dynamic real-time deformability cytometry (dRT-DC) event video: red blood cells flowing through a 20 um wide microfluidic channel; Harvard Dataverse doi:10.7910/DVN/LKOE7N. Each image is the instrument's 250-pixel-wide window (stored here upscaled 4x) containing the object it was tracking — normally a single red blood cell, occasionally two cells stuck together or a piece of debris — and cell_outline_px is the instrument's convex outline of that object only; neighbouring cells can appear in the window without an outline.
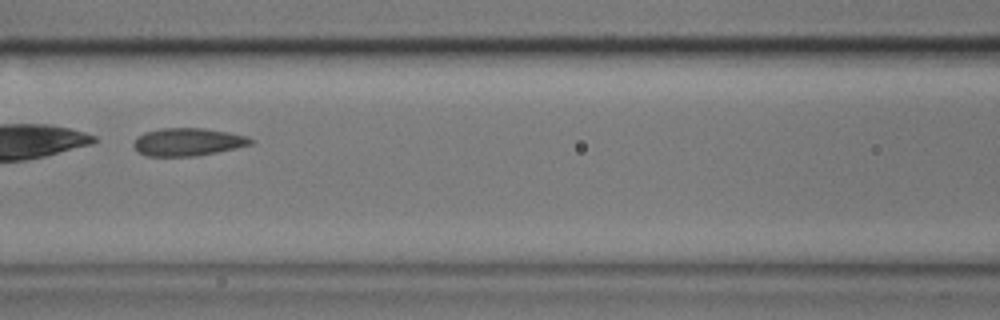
{"species": "common noctule bat (a hibernating species)", "species_latin": "Nyctalus noctula", "temperature_condition": "cold", "stored_images_in_passage": 13, "camera_frame_rate_fps": 3000, "um_per_image_px": 0.085, "animal": {"sex": "male", "body_mass_g": 17.9}, "frame": {"image": 1, "passage_image": 6, "time_ms": 1.667, "image_size_px": [1000, 320], "cell_outline_px": [[256, 140], [252, 144], [236, 148], [196, 156], [144, 156], [136, 152], [132, 144], [136, 136], [144, 132], [160, 128], [204, 128], [228, 132], [248, 136]], "centroid_in_image_um": [15.93, 12.06], "position_along_channel_um": 150.7, "area_um2": 19.31}}
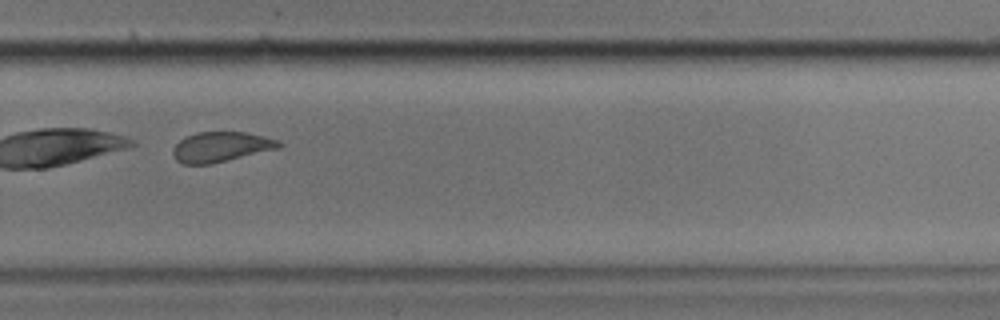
{"frame": {"image": 2, "passage_image": 10, "time_ms": 3.0, "image_size_px": [1000, 320], "cell_outline_px": [[284, 144], [280, 148], [212, 164], [184, 164], [176, 160], [172, 152], [172, 148], [180, 140], [196, 132], [244, 132], [264, 136], [280, 140]], "centroid_in_image_um": [18.81, 12.49], "position_along_channel_um": 311.0, "area_um2": 18.67}}
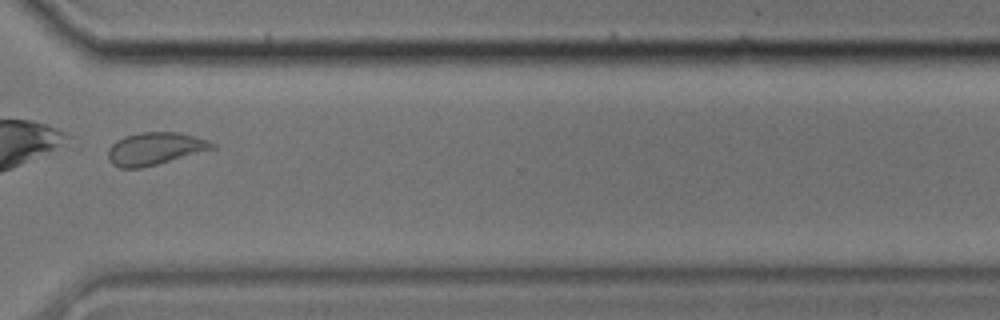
{"frame": {"image": 3, "passage_image": 11, "time_ms": 3.333, "image_size_px": [1000, 320], "cell_outline_px": [[220, 148], [140, 168], [120, 168], [112, 164], [108, 160], [108, 148], [116, 140], [124, 136], [140, 132], [180, 132], [208, 140], [216, 144]], "centroid_in_image_um": [13.21, 12.63], "position_along_channel_um": 357.4, "area_um2": 20.0}}